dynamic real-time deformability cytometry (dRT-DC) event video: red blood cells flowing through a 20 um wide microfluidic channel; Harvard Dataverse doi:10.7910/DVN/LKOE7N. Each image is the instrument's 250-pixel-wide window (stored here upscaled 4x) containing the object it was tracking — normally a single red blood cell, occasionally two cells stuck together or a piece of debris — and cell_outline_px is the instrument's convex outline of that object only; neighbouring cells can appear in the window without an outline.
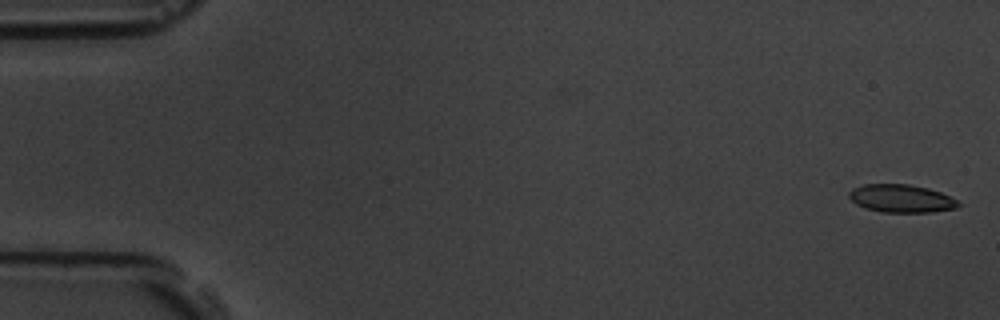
{"species": "common noctule bat (a hibernating species)", "species_latin": "Nyctalus noctula", "temperature_condition": "room temperature", "stored_images_in_passage": 4, "camera_frame_rate_fps": 3000, "um_per_image_px": 0.085, "animal": {"sex": "male", "body_mass_g": 19.5, "forearm_length_mm": 54.6}, "frame": {"image": 1, "passage_image": 1, "time_ms": 0.0, "image_size_px": [1000, 320], "cell_outline_px": [[964, 204], [956, 208], [932, 212], [880, 212], [864, 208], [856, 204], [848, 196], [848, 192], [852, 188], [864, 184], [908, 184], [928, 188], [940, 192]], "centroid_in_image_um": [76.59, 16.87], "position_along_channel_um": 8.4, "area_um2": 17.92}}